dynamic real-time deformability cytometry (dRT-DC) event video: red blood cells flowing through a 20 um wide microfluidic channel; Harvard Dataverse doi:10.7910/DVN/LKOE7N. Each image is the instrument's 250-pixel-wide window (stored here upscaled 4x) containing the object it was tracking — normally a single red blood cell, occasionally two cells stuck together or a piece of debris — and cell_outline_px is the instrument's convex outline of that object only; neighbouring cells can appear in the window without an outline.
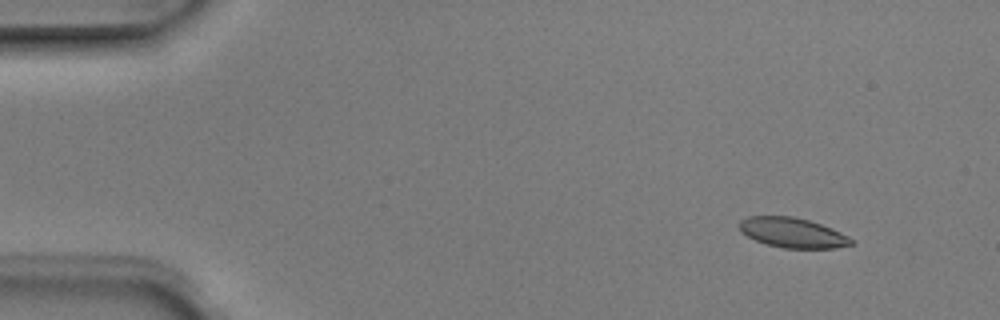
{"species": "Egyptian fruit bat (a non-hibernating species)", "species_latin": "Rousettus aegyptiacus", "temperature_condition": "room temperature", "stored_images_in_passage": 3, "camera_frame_rate_fps": 3000, "um_per_image_px": 0.085, "animal": {"sex": "male"}, "frame": {"image": 1, "passage_image": 1, "time_ms": 0.0, "image_size_px": [1000, 320], "cell_outline_px": [[856, 240], [852, 244], [832, 248], [784, 248], [768, 244], [756, 240], [740, 232], [740, 220], [748, 216], [792, 216], [808, 220], [832, 228]], "centroid_in_image_um": [67.37, 19.77], "position_along_channel_um": 17.6, "area_um2": 19.36}}